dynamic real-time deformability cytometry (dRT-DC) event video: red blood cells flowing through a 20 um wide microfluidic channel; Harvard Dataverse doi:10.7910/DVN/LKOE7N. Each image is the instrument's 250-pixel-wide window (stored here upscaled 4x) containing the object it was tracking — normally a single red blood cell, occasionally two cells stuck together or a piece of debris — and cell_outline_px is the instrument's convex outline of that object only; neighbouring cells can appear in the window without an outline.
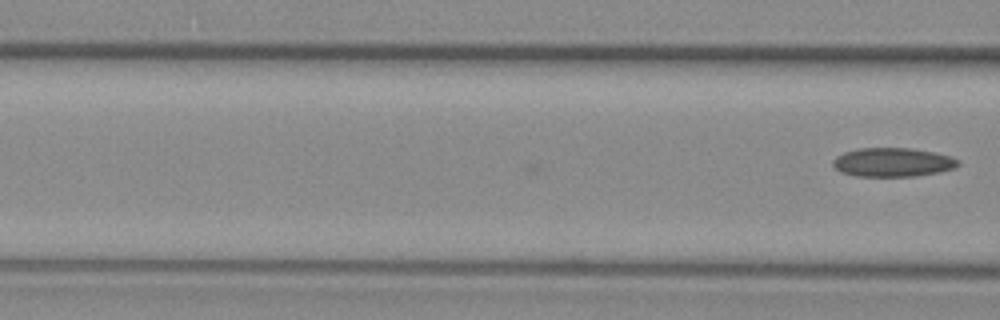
{"species": "common noctule bat (a hibernating species)", "species_latin": "Nyctalus noctula", "temperature_condition": "warm", "stored_images_in_passage": 3, "camera_frame_rate_fps": 3000, "um_per_image_px": 0.085, "animal": {"sex": "female", "body_mass_g": 29.2, "forearm_length_mm": 56.3}, "frame": {"image": 1, "passage_image": 3, "time_ms": 0.667, "image_size_px": [1000, 320], "cell_outline_px": [[960, 164], [956, 168], [940, 172], [916, 176], [856, 176], [840, 172], [832, 164], [832, 160], [836, 156], [844, 152], [860, 148], [912, 148], [936, 152], [960, 160]], "centroid_in_image_um": [75.9, 13.79], "position_along_channel_um": 90.7, "area_um2": 21.27}}